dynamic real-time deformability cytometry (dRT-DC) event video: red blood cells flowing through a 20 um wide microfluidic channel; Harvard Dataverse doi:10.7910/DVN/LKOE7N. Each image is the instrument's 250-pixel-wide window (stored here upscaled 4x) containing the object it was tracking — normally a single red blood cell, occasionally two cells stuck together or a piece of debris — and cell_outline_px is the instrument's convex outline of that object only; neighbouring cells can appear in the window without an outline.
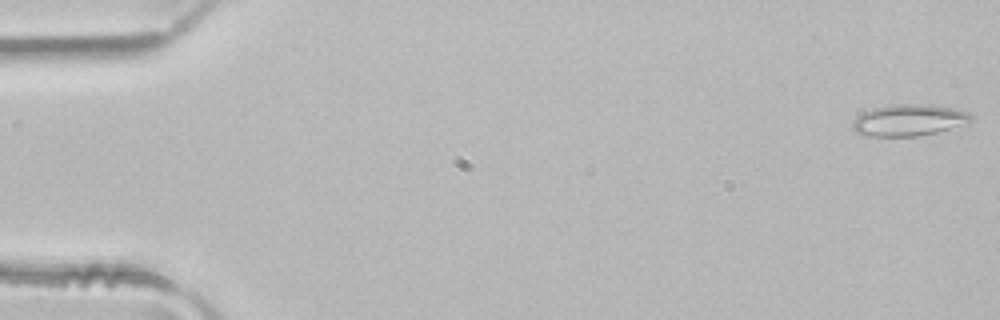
{"species": "common noctule bat (a hibernating species)", "species_latin": "Nyctalus noctula", "temperature_condition": "room temperature", "stored_images_in_passage": 5, "camera_frame_rate_fps": 3000, "um_per_image_px": 0.085, "animal": {"sex": "male", "body_mass_g": 21.5, "forearm_length_mm": 52.0}, "frame": {"image": 1, "passage_image": 1, "time_ms": 0.0, "image_size_px": [1000, 320], "cell_outline_px": [[972, 120], [936, 132], [916, 136], [864, 136], [856, 132], [852, 128], [852, 120], [856, 116], [872, 108], [888, 104], [932, 104], [952, 108], [968, 112], [972, 116]], "centroid_in_image_um": [77.17, 10.2], "position_along_channel_um": 7.8, "area_um2": 21.73}}